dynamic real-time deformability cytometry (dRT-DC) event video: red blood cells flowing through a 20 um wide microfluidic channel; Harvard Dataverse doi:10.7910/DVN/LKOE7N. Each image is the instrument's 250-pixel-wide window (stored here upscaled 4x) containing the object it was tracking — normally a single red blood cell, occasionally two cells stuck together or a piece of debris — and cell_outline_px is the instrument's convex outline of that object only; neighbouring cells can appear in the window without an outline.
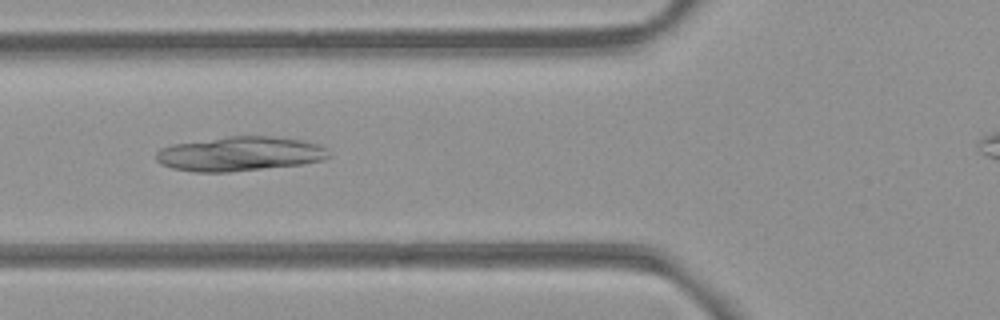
{"species": "common noctule bat (a hibernating species)", "species_latin": "Nyctalus noctula", "temperature_condition": "room temperature", "stored_images_in_passage": 40, "camera_frame_rate_fps": 3000, "um_per_image_px": 0.085, "animal": {"sex": "female", "body_mass_g": 21.9}, "frame": {"image": 1, "passage_image": 12, "time_ms": 3.667, "image_size_px": [1000, 320], "cell_outline_px": [[332, 156], [324, 160], [304, 164], [228, 172], [192, 172], [172, 168], [160, 164], [156, 160], [156, 152], [160, 148], [172, 144], [228, 136], [272, 136], [304, 140], [320, 144]], "centroid_in_image_um": [20.39, 13.07], "position_along_channel_um": 105.4, "area_um2": 34.97}}
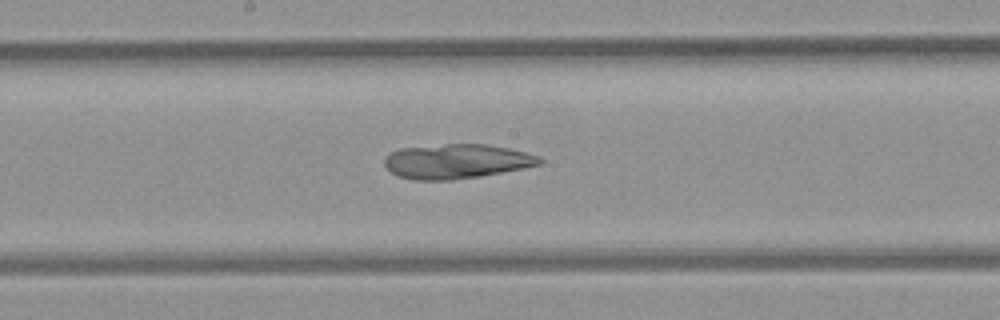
{"frame": {"image": 2, "passage_image": 20, "time_ms": 6.333, "image_size_px": [1000, 320], "cell_outline_px": [[544, 160], [540, 164], [524, 168], [480, 176], [452, 180], [412, 180], [400, 176], [392, 172], [384, 164], [384, 160], [392, 152], [400, 148], [448, 144], [484, 144], [508, 148], [540, 156]], "centroid_in_image_um": [38.83, 13.72], "position_along_channel_um": 209.4, "area_um2": 30.98}}
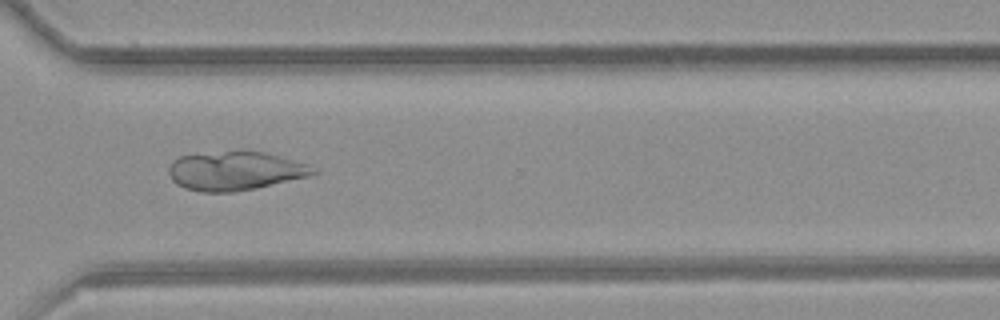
{"frame": {"image": 3, "passage_image": 31, "time_ms": 10.0, "image_size_px": [1000, 320], "cell_outline_px": [[320, 172], [308, 176], [256, 188], [236, 192], [200, 192], [184, 188], [176, 184], [172, 180], [168, 172], [168, 168], [172, 160], [180, 156], [244, 148], [264, 152], [308, 164], [316, 168]], "centroid_in_image_um": [19.97, 14.5], "position_along_channel_um": 350.6, "area_um2": 33.35}}